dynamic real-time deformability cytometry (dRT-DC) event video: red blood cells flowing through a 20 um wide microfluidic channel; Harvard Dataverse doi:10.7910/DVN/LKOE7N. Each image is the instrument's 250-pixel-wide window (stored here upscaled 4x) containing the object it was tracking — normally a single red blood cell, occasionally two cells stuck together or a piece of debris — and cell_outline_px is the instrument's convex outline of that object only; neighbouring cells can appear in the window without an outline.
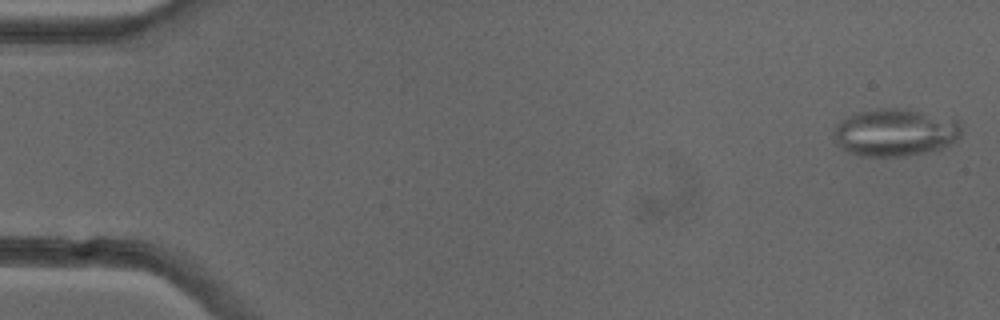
{"species": "common noctule bat (a hibernating species)", "species_latin": "Nyctalus noctula", "temperature_condition": "cold", "stored_images_in_passage": 51, "camera_frame_rate_fps": 3000, "um_per_image_px": 0.085, "animal": {"sex": "female"}, "frame": {"image": 1, "passage_image": 1, "time_ms": 0.0, "image_size_px": [1000, 320], "cell_outline_px": [[960, 136], [956, 140], [940, 148], [928, 152], [904, 156], [860, 156], [848, 152], [840, 148], [836, 144], [832, 132], [836, 124], [848, 116], [856, 112], [876, 108], [900, 108], [956, 116], [960, 120]], "centroid_in_image_um": [76.1, 11.23], "position_along_channel_um": 8.9, "area_um2": 36.13}}
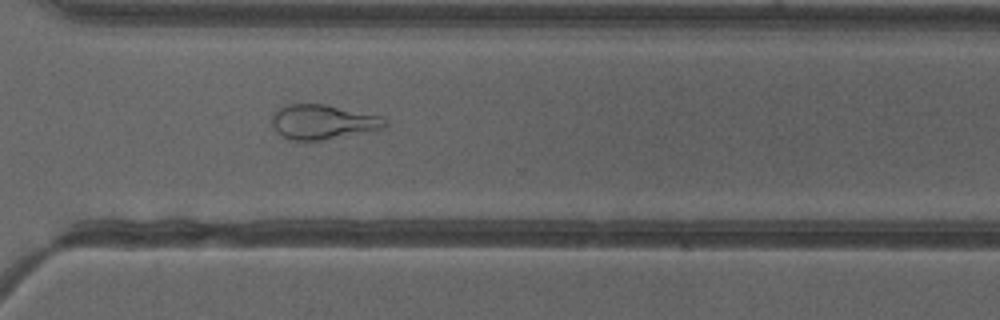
{"frame": {"image": 2, "passage_image": 37, "time_ms": 12.0, "image_size_px": [1000, 320], "cell_outline_px": [[388, 128], [324, 140], [292, 140], [276, 132], [272, 124], [272, 116], [280, 108], [288, 104], [324, 104], [380, 116], [388, 124]], "centroid_in_image_um": [27.47, 10.37], "position_along_channel_um": 343.1, "area_um2": 22.66}}
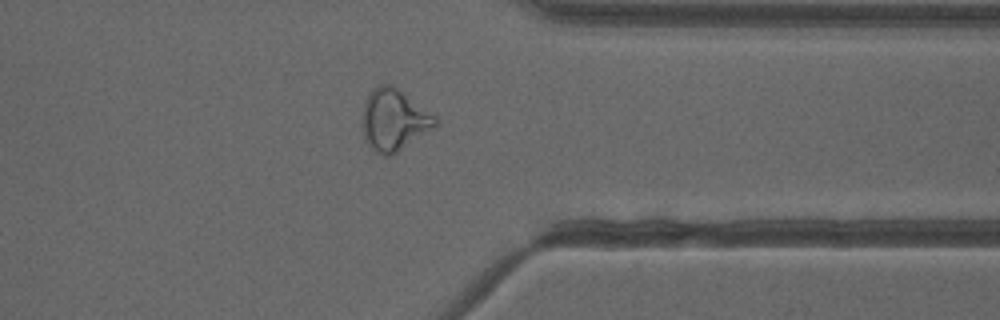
{"frame": {"image": 3, "passage_image": 40, "time_ms": 13.0, "image_size_px": [1000, 320], "cell_outline_px": [[440, 124], [436, 128], [392, 156], [384, 156], [376, 152], [368, 144], [364, 136], [360, 116], [364, 104], [372, 88], [380, 84], [392, 84], [436, 116]], "centroid_in_image_um": [33.5, 10.21], "position_along_channel_um": 377.9, "area_um2": 26.7}, "authors_computed_cell_mechanics": {"area_um2": 26.7614, "velocity_mm_per_s": 3.9791, "shape_relaxation_time_tau1_ms": null, "shape_relaxation_time_tau2_ms": 2.0037, "deformation_change_tau1": null, "deformation_change_tau2": 0.1003}}